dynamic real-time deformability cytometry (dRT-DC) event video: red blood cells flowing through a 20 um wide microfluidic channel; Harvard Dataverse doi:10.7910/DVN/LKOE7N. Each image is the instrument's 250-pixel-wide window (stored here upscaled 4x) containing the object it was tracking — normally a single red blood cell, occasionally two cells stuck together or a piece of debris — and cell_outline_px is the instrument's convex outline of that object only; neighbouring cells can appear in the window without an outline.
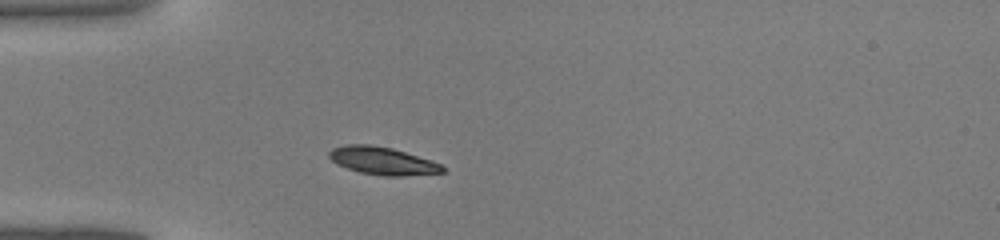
{"species": "common noctule bat (a hibernating species)", "species_latin": "Nyctalus noctula", "temperature_condition": "warm", "stored_images_in_passage": 32, "camera_frame_rate_fps": 3000, "um_per_image_px": 0.085, "animal": {"sex": "male", "body_mass_g": 19.0, "forearm_length_mm": 50.8}, "frame": {"image": 1, "passage_image": 1, "time_ms": 0.0, "image_size_px": [1000, 240], "cell_outline_px": [[444, 172], [404, 176], [384, 176], [360, 172], [336, 164], [328, 156], [328, 152], [332, 148], [348, 144], [372, 144], [392, 148], [432, 160], [440, 164], [444, 168]], "centroid_in_image_um": [32.5, 13.66], "position_along_channel_um": 52.5, "area_um2": 18.32}}
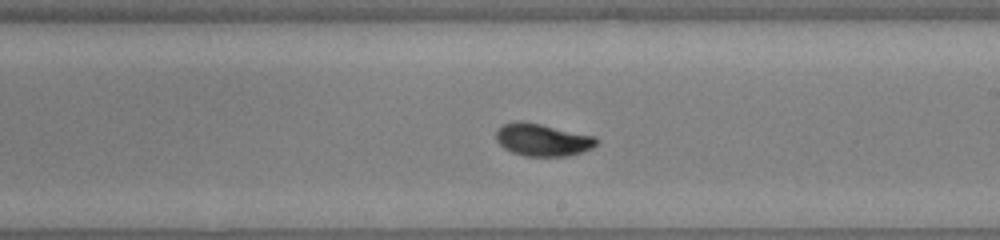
{"frame": {"image": 2, "passage_image": 14, "time_ms": 4.333, "image_size_px": [1000, 240], "cell_outline_px": [[600, 140], [592, 148], [568, 156], [524, 156], [512, 152], [504, 148], [496, 140], [496, 132], [504, 124], [516, 120], [520, 120], [540, 124], [596, 136]], "centroid_in_image_um": [46.13, 11.88], "position_along_channel_um": 242.9, "area_um2": 18.96}}
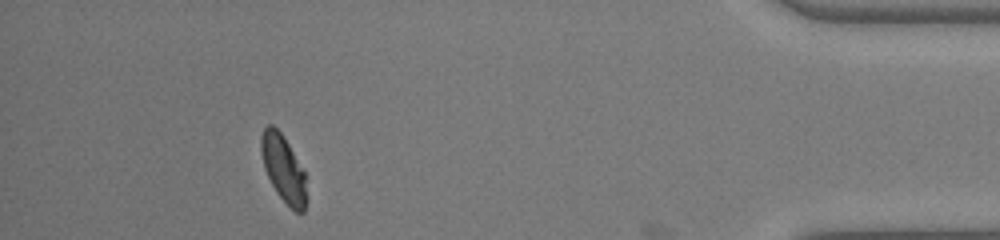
{"frame": {"image": 3, "passage_image": 28, "time_ms": 9.0, "image_size_px": [1000, 240], "cell_outline_px": [[304, 212], [296, 212], [276, 192], [264, 168], [260, 152], [260, 136], [264, 128], [268, 124], [272, 124], [280, 132], [288, 144], [304, 172]], "centroid_in_image_um": [24.02, 14.26], "position_along_channel_um": 411.2, "area_um2": 16.99}}